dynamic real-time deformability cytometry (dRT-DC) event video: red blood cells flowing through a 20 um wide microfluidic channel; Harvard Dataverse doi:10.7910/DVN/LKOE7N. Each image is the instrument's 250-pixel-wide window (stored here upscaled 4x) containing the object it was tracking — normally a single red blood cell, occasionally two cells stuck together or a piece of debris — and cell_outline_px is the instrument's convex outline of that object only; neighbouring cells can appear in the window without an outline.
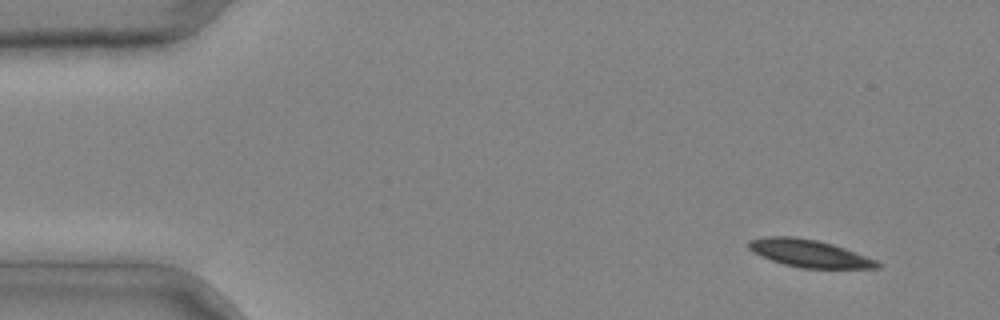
{"species": "common noctule bat (a hibernating species)", "species_latin": "Nyctalus noctula", "temperature_condition": "cold", "stored_images_in_passage": 4, "camera_frame_rate_fps": 3000, "um_per_image_px": 0.085, "animal": {"sex": "male", "body_mass_g": 20.4}, "frame": {"image": 1, "passage_image": 1, "time_ms": 0.0, "image_size_px": [1000, 320], "cell_outline_px": [[884, 264], [880, 268], [800, 268], [784, 264], [772, 260], [752, 252], [748, 248], [748, 240], [764, 236], [796, 236], [816, 240], [832, 244], [844, 248], [876, 260]], "centroid_in_image_um": [68.77, 21.53], "position_along_channel_um": 16.2, "area_um2": 20.63}}